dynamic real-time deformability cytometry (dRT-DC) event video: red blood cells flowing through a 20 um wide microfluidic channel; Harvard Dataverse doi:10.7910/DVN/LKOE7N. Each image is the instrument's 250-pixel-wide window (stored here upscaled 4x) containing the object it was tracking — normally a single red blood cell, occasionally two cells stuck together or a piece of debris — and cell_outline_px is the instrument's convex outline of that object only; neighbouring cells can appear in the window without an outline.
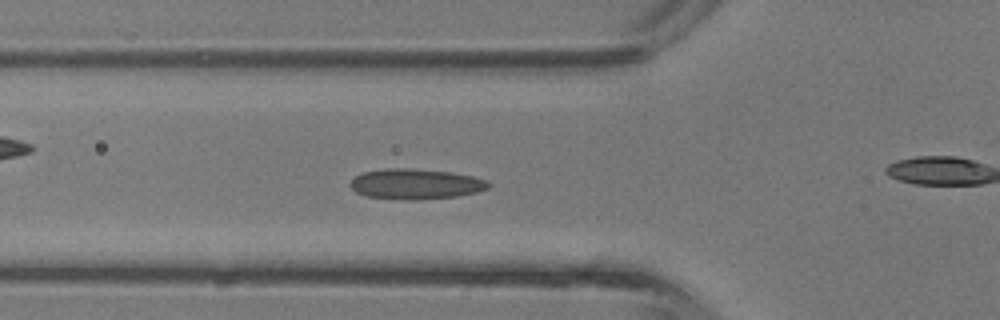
{"species": "common noctule bat (a hibernating species)", "species_latin": "Nyctalus noctula", "temperature_condition": "room temperature", "stored_images_in_passage": 42, "camera_frame_rate_fps": 3000, "um_per_image_px": 0.085, "animal": {"sex": "male", "body_mass_g": 13.3}, "frame": {"image": 1, "passage_image": 14, "time_ms": 4.333, "image_size_px": [1000, 320], "cell_outline_px": [[492, 184], [488, 188], [476, 192], [456, 196], [412, 200], [404, 200], [368, 196], [356, 192], [348, 184], [360, 172], [384, 168], [412, 168], [448, 172], [472, 176], [488, 180]], "centroid_in_image_um": [35.31, 15.63], "position_along_channel_um": 90.5, "area_um2": 24.45}}
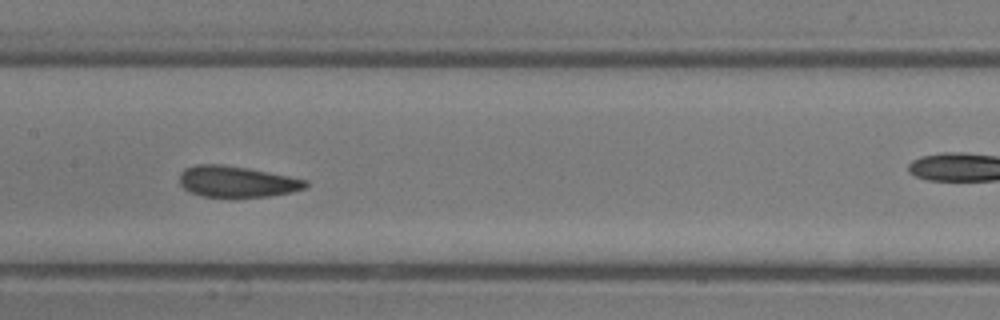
{"frame": {"image": 2, "passage_image": 20, "time_ms": 6.333, "image_size_px": [1000, 320], "cell_outline_px": [[308, 184], [304, 188], [292, 192], [268, 196], [204, 196], [192, 192], [184, 188], [180, 184], [180, 172], [184, 168], [196, 164], [224, 164], [248, 168], [308, 180]], "centroid_in_image_um": [20.12, 15.41], "position_along_channel_um": 187.3, "area_um2": 22.6}}
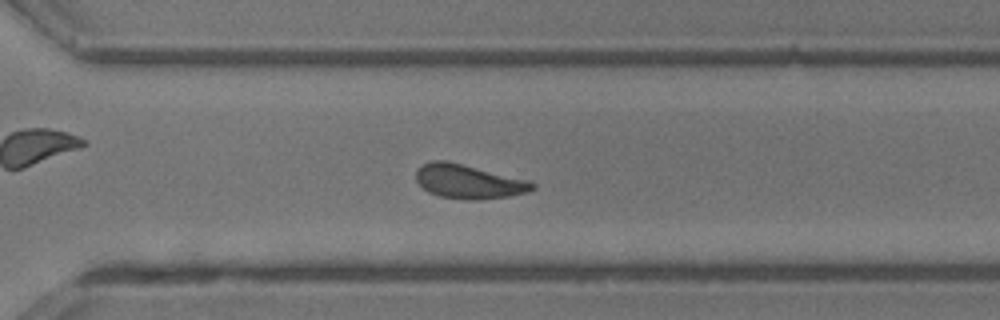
{"frame": {"image": 3, "passage_image": 29, "time_ms": 9.333, "image_size_px": [1000, 320], "cell_outline_px": [[536, 188], [528, 192], [512, 196], [480, 200], [468, 200], [440, 196], [428, 192], [416, 180], [416, 168], [432, 160], [448, 160], [528, 180], [536, 184]], "centroid_in_image_um": [39.85, 15.43], "position_along_channel_um": 330.8, "area_um2": 23.29}, "authors_computed_cell_mechanics": {"area_um2": 22.9466, "velocity_mm_per_s": 4.802, "shape_relaxation_time_tau1_ms": null, "shape_relaxation_time_tau2_ms": 1.9167, "deformation_change_tau1": null, "deformation_change_tau2": 0.0928}}